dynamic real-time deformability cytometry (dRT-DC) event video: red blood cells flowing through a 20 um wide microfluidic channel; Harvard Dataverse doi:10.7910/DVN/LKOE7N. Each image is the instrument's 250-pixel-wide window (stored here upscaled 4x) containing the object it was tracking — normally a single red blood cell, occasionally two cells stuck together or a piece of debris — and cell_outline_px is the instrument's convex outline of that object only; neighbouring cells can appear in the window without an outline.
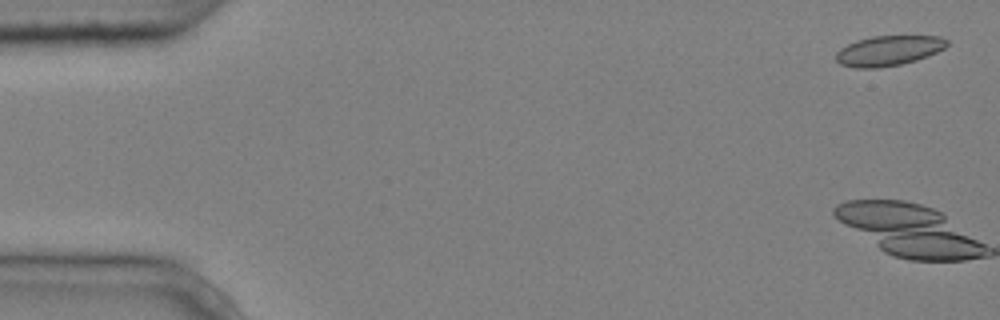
{"species": "common noctule bat (a hibernating species)", "species_latin": "Nyctalus noctula", "temperature_condition": "cold", "stored_images_in_passage": 14, "camera_frame_rate_fps": 3000, "um_per_image_px": 0.085, "animal": {"sex": "male", "body_mass_g": 20.4}, "frame": {"image": 1, "passage_image": 1, "time_ms": 0.0, "image_size_px": [1000, 320], "cell_outline_px": [[948, 44], [944, 48], [936, 52], [916, 60], [900, 64], [876, 68], [856, 68], [840, 64], [836, 60], [836, 52], [840, 48], [856, 40], [872, 36], [940, 36], [948, 40]], "centroid_in_image_um": [75.5, 4.3], "position_along_channel_um": 9.5, "area_um2": 19.36}}
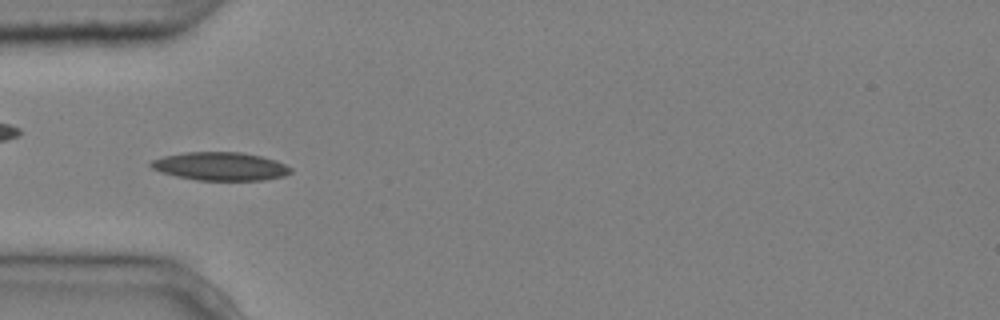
{"frame": {"image": 2, "passage_image": 5, "time_ms": 1.333, "image_size_px": [1000, 320], "cell_outline_px": [[292, 172], [284, 176], [264, 180], [196, 180], [176, 176], [160, 172], [152, 168], [148, 164], [152, 160], [164, 156], [184, 152], [240, 152], [260, 156], [276, 160], [292, 168]], "centroid_in_image_um": [18.72, 14.14], "position_along_channel_um": 66.3, "area_um2": 23.06}}
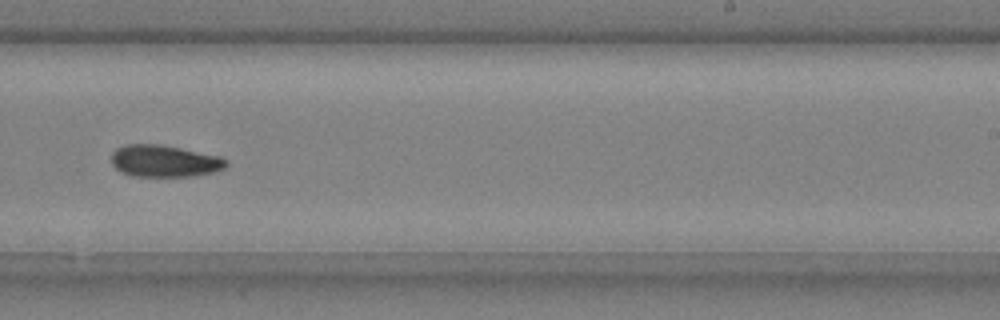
{"frame": {"image": 3, "passage_image": 10, "time_ms": 3.0, "image_size_px": [1000, 320], "cell_outline_px": [[228, 164], [224, 168], [212, 172], [192, 176], [132, 176], [120, 172], [112, 164], [112, 152], [116, 148], [124, 144], [160, 144], [220, 156], [228, 160]], "centroid_in_image_um": [13.95, 13.68], "position_along_channel_um": 275.0, "area_um2": 21.39}}